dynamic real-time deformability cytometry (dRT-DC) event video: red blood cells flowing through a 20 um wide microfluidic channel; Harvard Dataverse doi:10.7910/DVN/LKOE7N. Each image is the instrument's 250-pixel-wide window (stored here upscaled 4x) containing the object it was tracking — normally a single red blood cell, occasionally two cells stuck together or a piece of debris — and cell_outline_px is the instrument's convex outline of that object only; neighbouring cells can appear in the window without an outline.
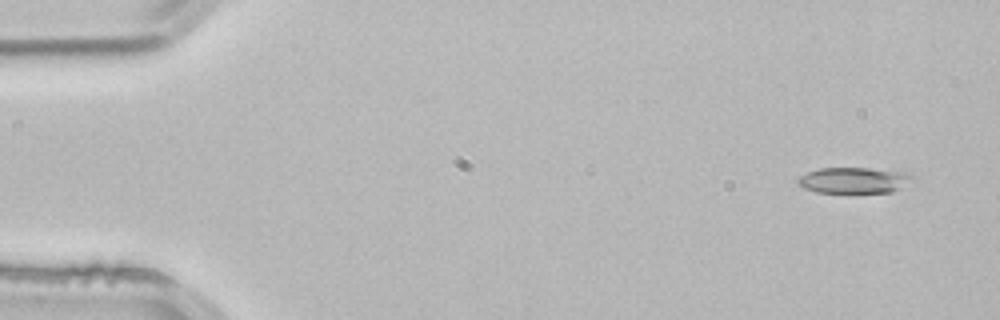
{"species": "common noctule bat (a hibernating species)", "species_latin": "Nyctalus noctula", "temperature_condition": "room temperature", "stored_images_in_passage": 3, "camera_frame_rate_fps": 3000, "um_per_image_px": 0.085, "animal": {"sex": "male", "body_mass_g": 21.5, "forearm_length_mm": 52.0}, "frame": {"image": 1, "passage_image": 1, "time_ms": 0.0, "image_size_px": [1000, 320], "cell_outline_px": [[916, 180], [892, 192], [816, 192], [804, 188], [796, 184], [796, 180], [800, 176], [808, 172], [820, 168], [868, 168], [904, 172], [912, 176]], "centroid_in_image_um": [72.58, 15.32], "position_along_channel_um": 12.4, "area_um2": 17.28}}
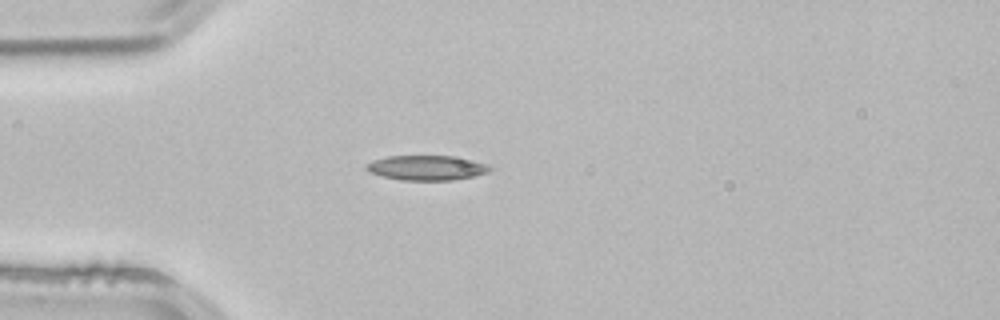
{"frame": {"image": 2, "passage_image": 3, "time_ms": 0.667, "image_size_px": [1000, 320], "cell_outline_px": [[492, 168], [488, 172], [476, 176], [452, 180], [400, 180], [368, 172], [364, 168], [364, 164], [372, 160], [388, 156], [452, 156], [472, 160], [484, 164]], "centroid_in_image_um": [36.21, 14.26], "position_along_channel_um": 48.8, "area_um2": 17.86}}